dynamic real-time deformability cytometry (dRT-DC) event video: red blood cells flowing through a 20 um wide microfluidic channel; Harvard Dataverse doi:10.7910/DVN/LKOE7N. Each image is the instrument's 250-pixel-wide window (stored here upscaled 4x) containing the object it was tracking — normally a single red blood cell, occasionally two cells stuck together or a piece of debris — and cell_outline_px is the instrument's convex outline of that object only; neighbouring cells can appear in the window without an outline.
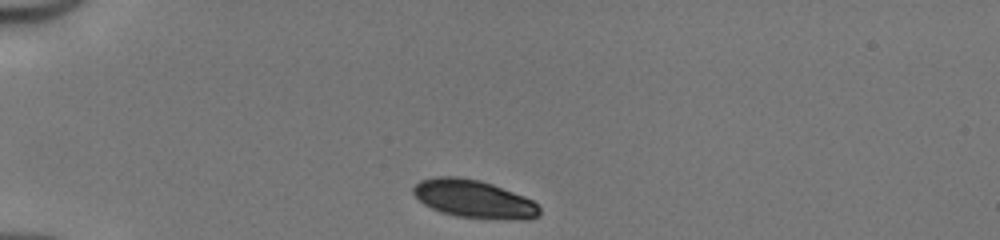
{"species": "human", "species_latin": "Homo sapiens", "temperature_condition": "cold", "stored_images_in_passage": 23, "camera_frame_rate_fps": 3000, "um_per_image_px": 0.085, "donor": {"sex": "male"}, "frame": {"image": 1, "passage_image": 1, "time_ms": 0.0, "image_size_px": [1000, 240], "cell_outline_px": [[540, 212], [532, 220], [516, 220], [456, 216], [440, 212], [424, 204], [412, 192], [412, 188], [420, 180], [436, 176], [456, 176], [480, 180], [492, 184], [532, 200], [540, 208]], "centroid_in_image_um": [40.26, 16.91], "position_along_channel_um": 44.7, "area_um2": 27.8}}
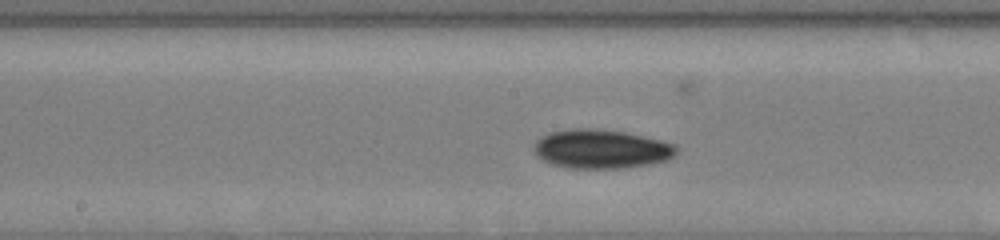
{"frame": {"image": 2, "passage_image": 10, "time_ms": 3.0, "image_size_px": [1000, 240], "cell_outline_px": [[680, 152], [676, 156], [664, 160], [648, 164], [624, 168], [568, 168], [552, 164], [544, 160], [532, 148], [536, 140], [540, 136], [548, 132], [568, 128], [592, 128], [624, 132], [660, 140], [676, 144]], "centroid_in_image_um": [51.11, 12.65], "position_along_channel_um": 197.1, "area_um2": 32.54}}
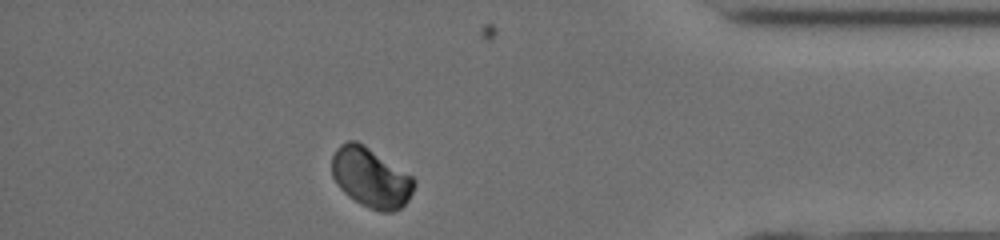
{"frame": {"image": 3, "passage_image": 20, "time_ms": 6.333, "image_size_px": [1000, 240], "cell_outline_px": [[416, 184], [408, 200], [400, 208], [392, 212], [380, 212], [360, 204], [344, 192], [340, 188], [332, 176], [332, 156], [336, 148], [340, 144], [348, 140], [356, 140], [364, 144], [412, 176], [416, 180]], "centroid_in_image_um": [31.51, 15.09], "position_along_channel_um": 403.7, "area_um2": 28.61}}